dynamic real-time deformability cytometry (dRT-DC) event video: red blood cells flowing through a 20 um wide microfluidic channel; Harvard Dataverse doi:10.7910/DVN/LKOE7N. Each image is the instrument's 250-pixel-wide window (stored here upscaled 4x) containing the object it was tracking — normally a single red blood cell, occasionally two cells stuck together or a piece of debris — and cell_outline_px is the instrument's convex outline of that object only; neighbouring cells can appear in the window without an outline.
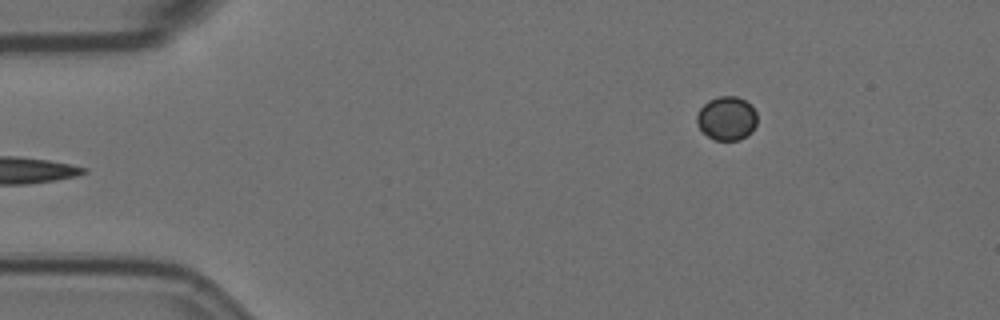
{"species": "Egyptian fruit bat (a non-hibernating species)", "species_latin": "Rousettus aegyptiacus", "temperature_condition": "room temperature", "stored_images_in_passage": 6, "camera_frame_rate_fps": 3000, "um_per_image_px": 0.085, "animal": {"sex": "female"}, "frame": {"image": 1, "passage_image": 6, "time_ms": 6.0, "image_size_px": [1000, 320], "cell_outline_px": [[756, 124], [752, 132], [740, 140], [716, 140], [708, 136], [696, 124], [696, 116], [700, 108], [708, 100], [720, 96], [736, 96], [744, 100], [756, 112]], "centroid_in_image_um": [61.76, 10.06], "position_along_channel_um": 23.2, "area_um2": 15.32}}